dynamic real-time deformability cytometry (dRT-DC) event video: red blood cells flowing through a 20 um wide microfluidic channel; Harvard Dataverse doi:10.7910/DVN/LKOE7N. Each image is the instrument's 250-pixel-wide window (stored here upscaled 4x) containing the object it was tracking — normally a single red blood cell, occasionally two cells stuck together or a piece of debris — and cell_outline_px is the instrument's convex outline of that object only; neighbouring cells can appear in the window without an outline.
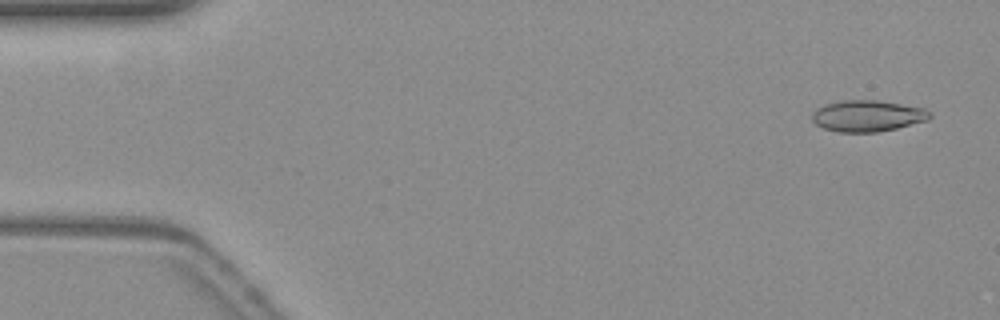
{"species": "common noctule bat (a hibernating species)", "species_latin": "Nyctalus noctula", "temperature_condition": "warm", "stored_images_in_passage": 12, "camera_frame_rate_fps": 3000, "um_per_image_px": 0.085, "animal": {"sex": "female", "body_mass_g": 19.3, "forearm_length_mm": 54.1}, "frame": {"image": 1, "passage_image": 3, "time_ms": 0.667, "image_size_px": [1000, 320], "cell_outline_px": [[932, 116], [924, 120], [896, 128], [876, 132], [840, 132], [824, 128], [816, 124], [812, 120], [812, 112], [816, 108], [828, 104], [844, 100], [876, 100], [924, 108]], "centroid_in_image_um": [73.68, 9.85], "position_along_channel_um": 11.3, "area_um2": 21.04}}